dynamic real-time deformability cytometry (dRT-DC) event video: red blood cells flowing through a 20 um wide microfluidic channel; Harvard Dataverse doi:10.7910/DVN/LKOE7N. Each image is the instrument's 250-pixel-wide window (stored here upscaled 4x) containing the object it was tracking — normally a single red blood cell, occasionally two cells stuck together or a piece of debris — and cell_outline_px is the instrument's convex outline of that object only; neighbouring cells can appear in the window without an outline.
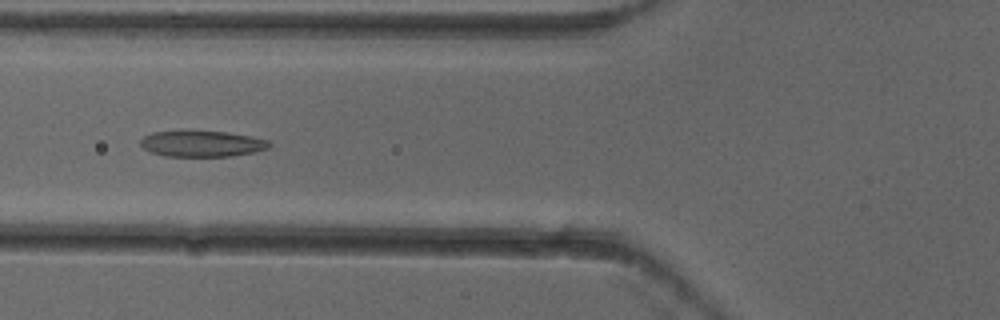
{"species": "common noctule bat (a hibernating species)", "species_latin": "Nyctalus noctula", "temperature_condition": "cold", "stored_images_in_passage": 5, "camera_frame_rate_fps": 3000, "um_per_image_px": 0.085, "animal": {"sex": "female"}, "frame": {"image": 1, "passage_image": 5, "time_ms": 1.333, "image_size_px": [1000, 320], "cell_outline_px": [[272, 144], [268, 148], [252, 152], [232, 156], [164, 156], [152, 152], [144, 148], [140, 144], [140, 140], [144, 136], [152, 132], [228, 132], [252, 136], [268, 140]], "centroid_in_image_um": [17.19, 12.22], "position_along_channel_um": 108.6, "area_um2": 19.19}}